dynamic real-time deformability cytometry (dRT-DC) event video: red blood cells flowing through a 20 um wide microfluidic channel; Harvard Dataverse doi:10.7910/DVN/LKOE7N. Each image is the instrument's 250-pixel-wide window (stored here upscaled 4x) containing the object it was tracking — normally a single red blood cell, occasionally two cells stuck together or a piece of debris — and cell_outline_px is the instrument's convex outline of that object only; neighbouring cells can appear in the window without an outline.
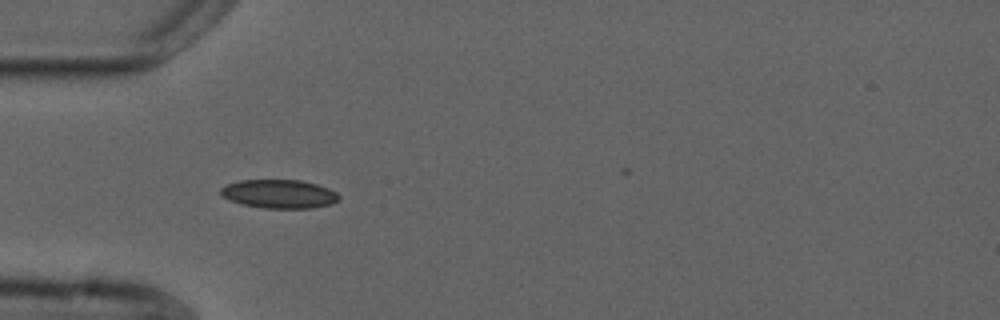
{"species": "common noctule bat (a hibernating species)", "species_latin": "Nyctalus noctula", "temperature_condition": "cold", "stored_images_in_passage": 6, "camera_frame_rate_fps": 3000, "um_per_image_px": 0.085, "animal": {"sex": "male", "forearm_length_mm": 52.5}, "frame": {"image": 1, "passage_image": 5, "time_ms": 4.667, "image_size_px": [1000, 320], "cell_outline_px": [[340, 200], [332, 204], [312, 208], [264, 208], [244, 204], [228, 200], [220, 196], [220, 188], [228, 184], [240, 180], [300, 180], [316, 184], [328, 188], [336, 192], [340, 196]], "centroid_in_image_um": [23.73, 16.48], "position_along_channel_um": 61.3, "area_um2": 19.83}}
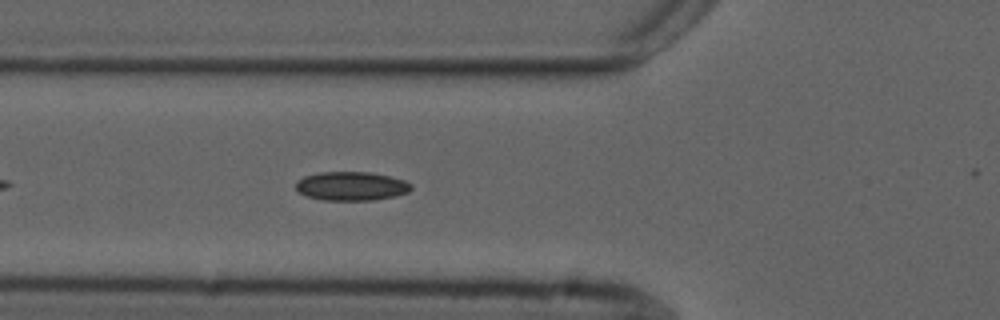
{"frame": {"image": 2, "passage_image": 6, "time_ms": 5.667, "image_size_px": [1000, 320], "cell_outline_px": [[412, 188], [408, 192], [396, 196], [372, 200], [320, 200], [304, 196], [296, 192], [296, 180], [304, 176], [320, 172], [368, 172], [388, 176], [404, 180], [412, 184]], "centroid_in_image_um": [29.81, 15.83], "position_along_channel_um": 96.0, "area_um2": 19.59}}